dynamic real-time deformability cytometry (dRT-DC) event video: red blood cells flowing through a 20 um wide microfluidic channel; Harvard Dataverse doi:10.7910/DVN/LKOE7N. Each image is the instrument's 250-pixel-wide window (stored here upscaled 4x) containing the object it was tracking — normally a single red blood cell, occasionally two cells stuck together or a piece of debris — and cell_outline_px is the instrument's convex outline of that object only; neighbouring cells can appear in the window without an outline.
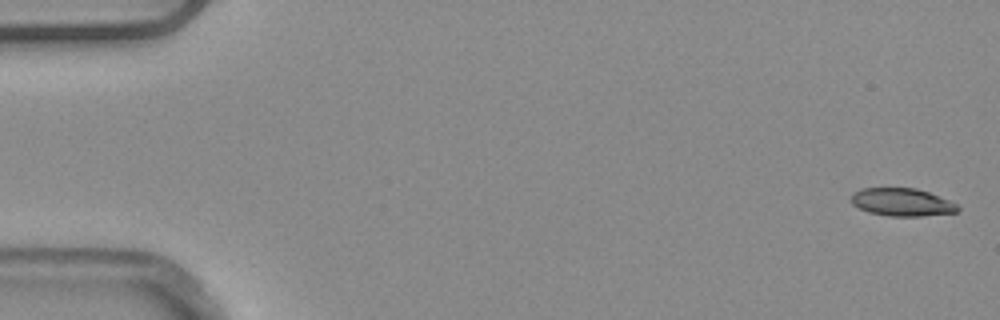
{"species": "common noctule bat (a hibernating species)", "species_latin": "Nyctalus noctula", "temperature_condition": "warm", "stored_images_in_passage": 5, "camera_frame_rate_fps": 3000, "um_per_image_px": 0.085, "animal": {"sex": "male", "body_mass_g": 20.4}, "frame": {"image": 1, "passage_image": 1, "time_ms": 0.0, "image_size_px": [1000, 320], "cell_outline_px": [[960, 208], [956, 212], [920, 216], [888, 216], [868, 212], [852, 204], [852, 192], [860, 188], [916, 188], [928, 192], [948, 200], [956, 204]], "centroid_in_image_um": [76.63, 17.18], "position_along_channel_um": 8.4, "area_um2": 17.17}}
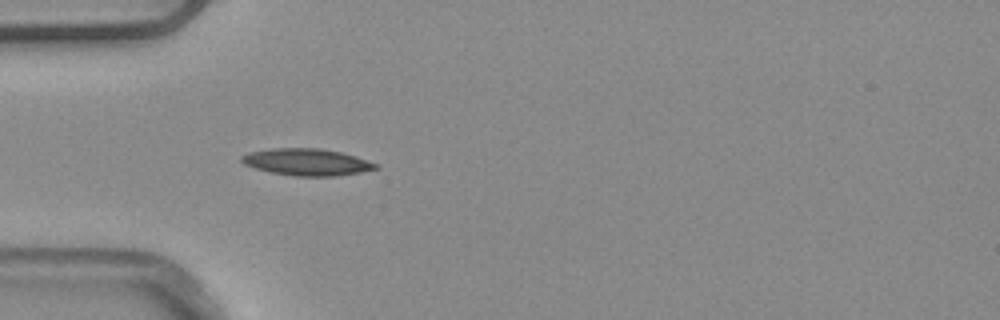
{"frame": {"image": 2, "passage_image": 5, "time_ms": 1.333, "image_size_px": [1000, 320], "cell_outline_px": [[380, 168], [360, 172], [336, 176], [296, 176], [268, 172], [244, 164], [240, 160], [240, 156], [248, 152], [272, 148], [320, 148], [340, 152], [356, 156], [376, 164]], "centroid_in_image_um": [26.04, 13.77], "position_along_channel_um": 59.0, "area_um2": 20.98}}